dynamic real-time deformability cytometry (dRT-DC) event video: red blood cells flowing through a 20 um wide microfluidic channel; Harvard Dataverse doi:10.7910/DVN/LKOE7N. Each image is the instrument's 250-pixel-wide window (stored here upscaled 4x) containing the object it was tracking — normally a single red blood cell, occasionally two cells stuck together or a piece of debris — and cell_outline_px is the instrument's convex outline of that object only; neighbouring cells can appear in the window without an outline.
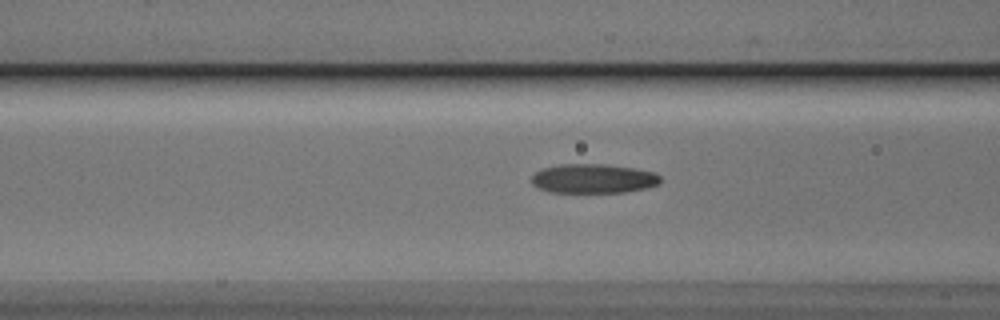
{"species": "Egyptian fruit bat (a non-hibernating species)", "species_latin": "Rousettus aegyptiacus", "temperature_condition": "cold", "stored_images_in_passage": 31, "camera_frame_rate_fps": 3000, "um_per_image_px": 0.085, "animal": {"sex": "male"}, "frame": {"image": 1, "passage_image": 9, "time_ms": 2.667, "image_size_px": [1000, 320], "cell_outline_px": [[660, 184], [648, 188], [624, 192], [548, 192], [532, 184], [532, 176], [536, 172], [544, 168], [560, 164], [604, 164], [632, 168], [656, 172], [660, 176]], "centroid_in_image_um": [50.46, 15.18], "position_along_channel_um": 116.1, "area_um2": 21.96}}
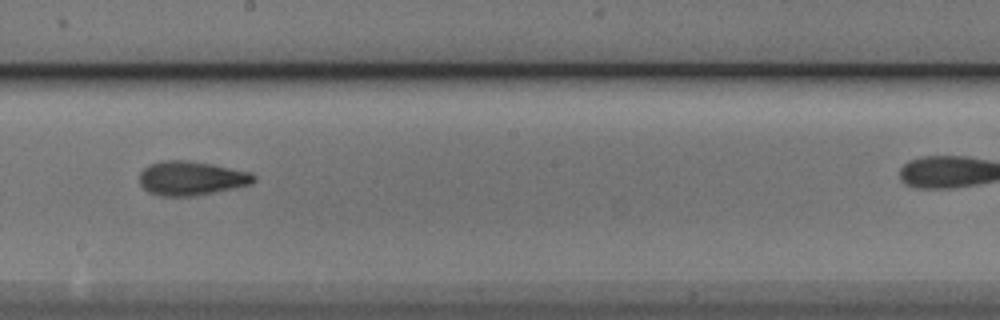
{"frame": {"image": 2, "passage_image": 18, "time_ms": 5.667, "image_size_px": [1000, 320], "cell_outline_px": [[256, 180], [252, 184], [236, 188], [216, 192], [192, 196], [160, 196], [148, 192], [140, 184], [140, 172], [148, 164], [160, 160], [188, 160], [212, 164], [252, 172], [256, 176]], "centroid_in_image_um": [16.28, 15.14], "position_along_channel_um": 231.9, "area_um2": 23.06}}
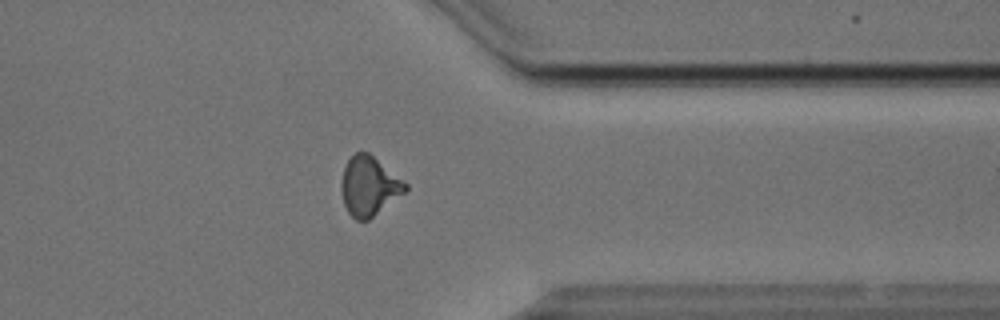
{"frame": {"image": 3, "passage_image": 30, "time_ms": 9.667, "image_size_px": [1000, 320], "cell_outline_px": [[408, 188], [404, 192], [368, 220], [356, 220], [348, 212], [344, 204], [340, 188], [340, 180], [344, 168], [348, 160], [356, 152], [368, 152], [408, 184]], "centroid_in_image_um": [31.34, 15.81], "position_along_channel_um": 380.1, "area_um2": 21.79}}